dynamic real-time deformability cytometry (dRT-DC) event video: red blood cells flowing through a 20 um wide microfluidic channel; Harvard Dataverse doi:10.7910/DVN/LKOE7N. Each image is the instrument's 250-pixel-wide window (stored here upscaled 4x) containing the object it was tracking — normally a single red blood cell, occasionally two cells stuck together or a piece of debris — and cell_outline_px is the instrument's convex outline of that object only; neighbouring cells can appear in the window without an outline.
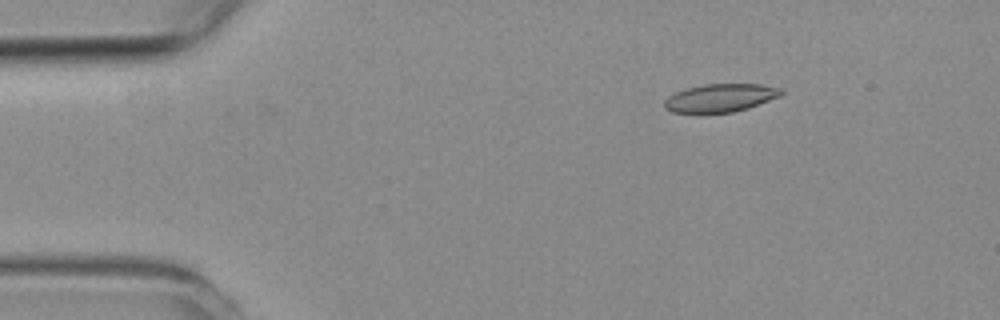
{"species": "common noctule bat (a hibernating species)", "species_latin": "Nyctalus noctula", "temperature_condition": "room temperature", "stored_images_in_passage": 48, "camera_frame_rate_fps": 3000, "um_per_image_px": 0.085, "animal": {"sex": "female", "body_mass_g": 19.3, "forearm_length_mm": 54.1}, "frame": {"image": 1, "passage_image": 1, "time_ms": 0.0, "image_size_px": [1000, 320], "cell_outline_px": [[784, 92], [780, 96], [748, 108], [732, 112], [696, 116], [672, 112], [664, 108], [664, 100], [668, 96], [676, 92], [688, 88], [704, 84], [760, 84], [780, 88]], "centroid_in_image_um": [61.15, 8.37], "position_along_channel_um": 23.8, "area_um2": 19.77}}
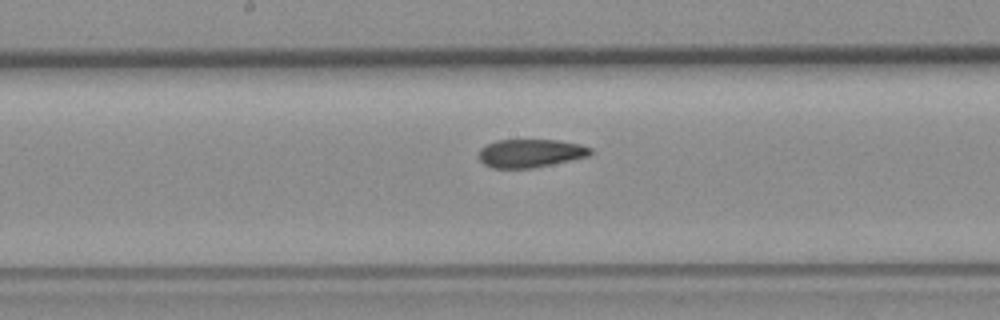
{"frame": {"image": 2, "passage_image": 21, "time_ms": 6.667, "image_size_px": [1000, 320], "cell_outline_px": [[592, 152], [588, 156], [532, 168], [492, 168], [484, 164], [476, 156], [480, 148], [496, 140], [556, 140], [580, 144], [592, 148]], "centroid_in_image_um": [45.04, 13.02], "position_along_channel_um": 203.2, "area_um2": 18.38}}
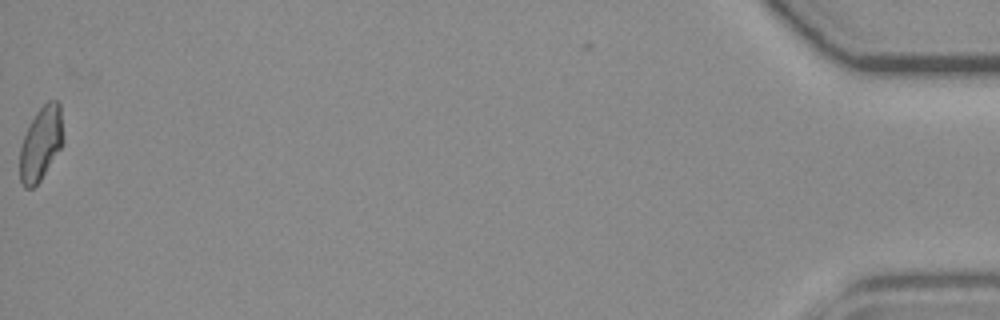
{"frame": {"image": 3, "passage_image": 48, "time_ms": 15.667, "image_size_px": [1000, 320], "cell_outline_px": [[64, 144], [40, 180], [32, 188], [24, 188], [20, 180], [20, 148], [24, 136], [36, 112], [48, 100], [56, 100], [60, 104], [64, 140]], "centroid_in_image_um": [3.5, 12.2], "position_along_channel_um": 431.7, "area_um2": 18.61}, "authors_computed_cell_mechanics": {"area_um2": 19.1607, "velocity_mm_per_s": 3.736, "shape_relaxation_time_tau1_ms": null, "shape_relaxation_time_tau2_ms": 3.0961, "deformation_change_tau1": null, "deformation_change_tau2": 0.0816}}